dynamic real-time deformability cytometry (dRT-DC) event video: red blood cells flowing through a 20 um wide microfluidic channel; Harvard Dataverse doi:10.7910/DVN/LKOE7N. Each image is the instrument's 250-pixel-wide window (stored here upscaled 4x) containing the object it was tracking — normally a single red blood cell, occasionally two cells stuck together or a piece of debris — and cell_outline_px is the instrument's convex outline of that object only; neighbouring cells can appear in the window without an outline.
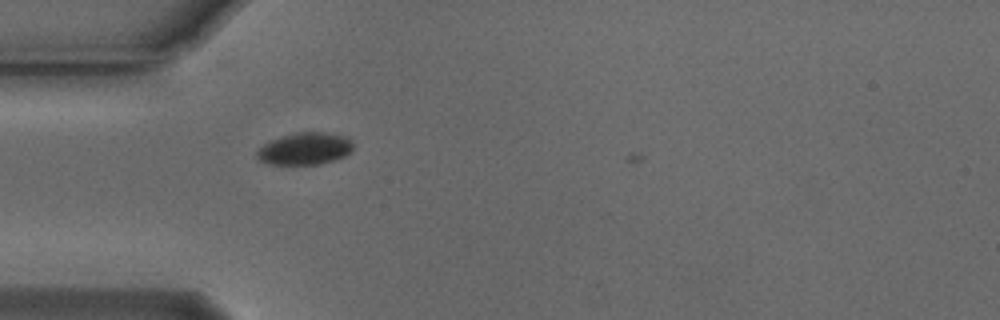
{"species": "Egyptian fruit bat (a non-hibernating species)", "species_latin": "Rousettus aegyptiacus", "temperature_condition": "cold", "stored_images_in_passage": 7, "camera_frame_rate_fps": 3000, "um_per_image_px": 0.085, "animal": {"sex": "male"}, "frame": {"image": 1, "passage_image": 6, "time_ms": 1.667, "image_size_px": [1000, 320], "cell_outline_px": [[352, 152], [344, 156], [320, 164], [268, 164], [256, 160], [256, 152], [268, 140], [280, 136], [296, 132], [328, 132], [348, 136], [352, 140]], "centroid_in_image_um": [25.9, 12.62], "position_along_channel_um": 59.1, "area_um2": 18.32}}